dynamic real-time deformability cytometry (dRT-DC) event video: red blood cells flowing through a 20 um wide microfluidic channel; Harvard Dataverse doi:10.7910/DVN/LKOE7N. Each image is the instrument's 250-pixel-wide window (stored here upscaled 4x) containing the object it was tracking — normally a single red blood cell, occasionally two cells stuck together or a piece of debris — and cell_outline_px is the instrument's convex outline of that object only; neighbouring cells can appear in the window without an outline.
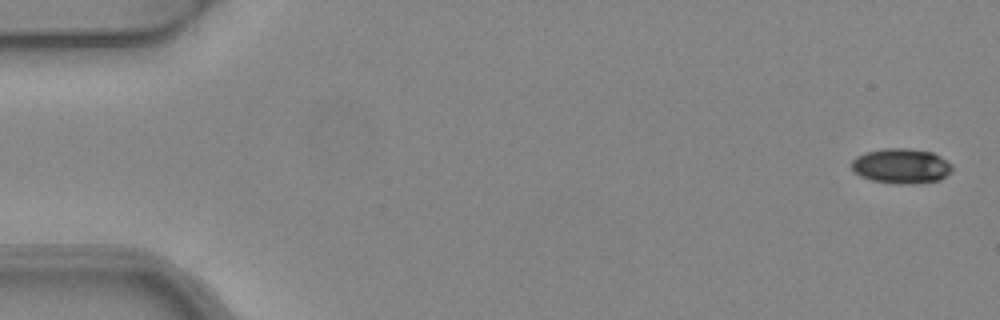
{"species": "common noctule bat (a hibernating species)", "species_latin": "Nyctalus noctula", "temperature_condition": "warm", "stored_images_in_passage": 5, "camera_frame_rate_fps": 3000, "um_per_image_px": 0.085, "animal": {"sex": "female", "body_mass_g": 24.6, "forearm_length_mm": 56.2}, "frame": {"image": 1, "passage_image": 1, "time_ms": 0.0, "image_size_px": [1000, 320], "cell_outline_px": [[952, 172], [940, 180], [908, 184], [896, 184], [872, 180], [860, 176], [852, 168], [852, 160], [856, 156], [864, 152], [884, 148], [908, 148], [932, 152], [940, 156], [952, 164]], "centroid_in_image_um": [76.62, 14.1], "position_along_channel_um": 8.4, "area_um2": 20.63}}
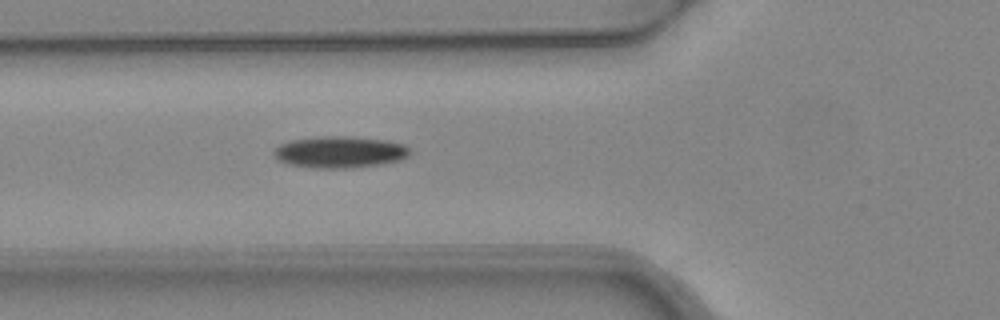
{"frame": {"image": 2, "passage_image": 5, "time_ms": 1.333, "image_size_px": [1000, 320], "cell_outline_px": [[412, 152], [408, 156], [400, 160], [380, 164], [352, 168], [312, 168], [288, 164], [280, 160], [272, 152], [280, 144], [292, 140], [320, 136], [348, 136], [384, 140], [404, 144]], "centroid_in_image_um": [28.9, 12.93], "position_along_channel_um": 96.9, "area_um2": 25.03}}